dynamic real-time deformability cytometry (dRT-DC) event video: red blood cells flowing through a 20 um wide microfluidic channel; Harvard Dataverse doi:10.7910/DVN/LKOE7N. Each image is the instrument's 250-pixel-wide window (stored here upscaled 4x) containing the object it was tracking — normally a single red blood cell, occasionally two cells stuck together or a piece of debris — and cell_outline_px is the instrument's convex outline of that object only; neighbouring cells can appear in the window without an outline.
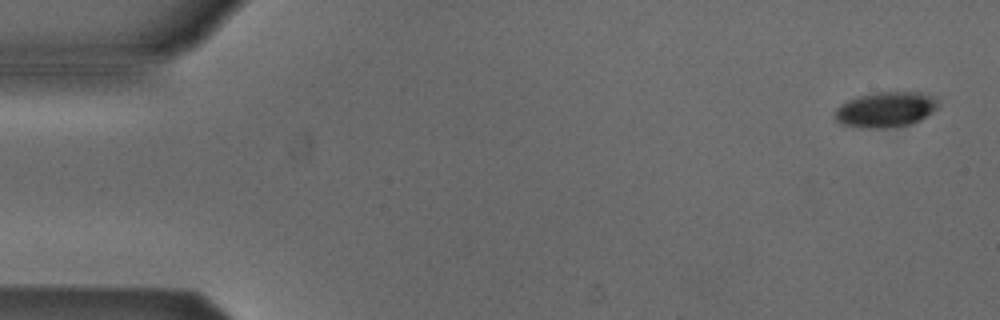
{"species": "Egyptian fruit bat (a non-hibernating species)", "species_latin": "Rousettus aegyptiacus", "temperature_condition": "cold", "stored_images_in_passage": 6, "camera_frame_rate_fps": 3000, "um_per_image_px": 0.085, "animal": {"sex": "male"}, "frame": {"image": 1, "passage_image": 1, "time_ms": 0.0, "image_size_px": [1000, 320], "cell_outline_px": [[940, 104], [932, 112], [920, 120], [912, 124], [896, 128], [860, 128], [840, 124], [836, 120], [836, 108], [840, 104], [848, 100], [860, 96], [876, 92], [920, 92], [932, 96]], "centroid_in_image_um": [75.28, 9.33], "position_along_channel_um": 9.7, "area_um2": 21.44}}
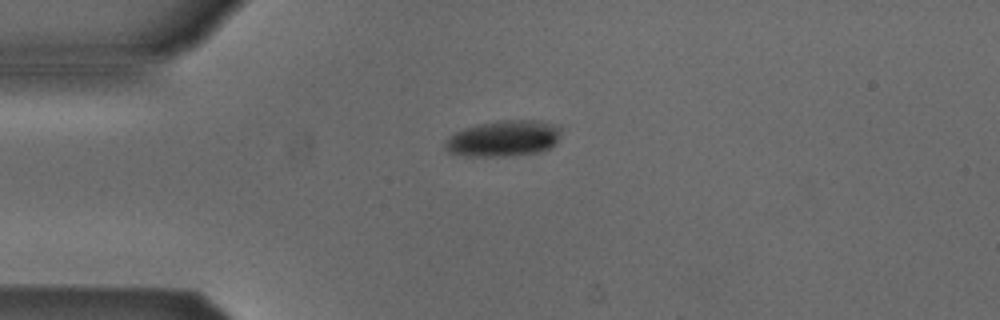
{"frame": {"image": 2, "passage_image": 4, "time_ms": 3.667, "image_size_px": [1000, 320], "cell_outline_px": [[560, 136], [556, 144], [540, 152], [512, 156], [464, 156], [448, 152], [444, 148], [444, 140], [448, 136], [464, 128], [496, 120], [540, 120], [560, 124]], "centroid_in_image_um": [42.82, 11.76], "position_along_channel_um": 42.2, "area_um2": 24.85}}
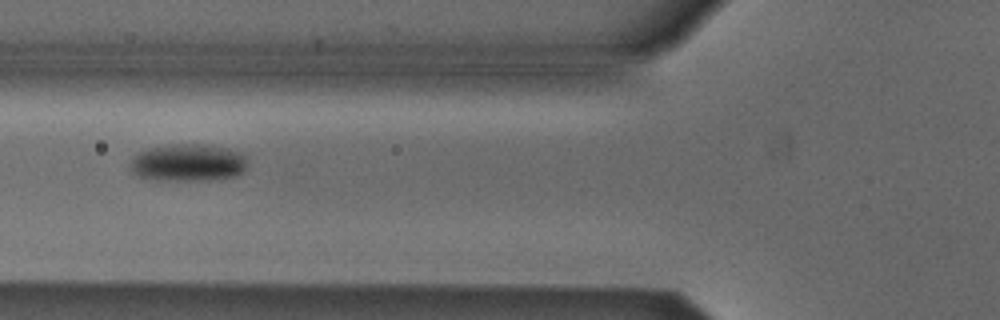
{"frame": {"image": 3, "passage_image": 6, "time_ms": 6.0, "image_size_px": [1000, 320], "cell_outline_px": [[248, 164], [244, 172], [236, 176], [208, 180], [156, 180], [140, 176], [132, 172], [132, 160], [140, 152], [152, 148], [172, 144], [208, 144], [228, 148], [244, 152], [248, 156]], "centroid_in_image_um": [16.12, 13.82], "position_along_channel_um": 109.7, "area_um2": 25.72}}